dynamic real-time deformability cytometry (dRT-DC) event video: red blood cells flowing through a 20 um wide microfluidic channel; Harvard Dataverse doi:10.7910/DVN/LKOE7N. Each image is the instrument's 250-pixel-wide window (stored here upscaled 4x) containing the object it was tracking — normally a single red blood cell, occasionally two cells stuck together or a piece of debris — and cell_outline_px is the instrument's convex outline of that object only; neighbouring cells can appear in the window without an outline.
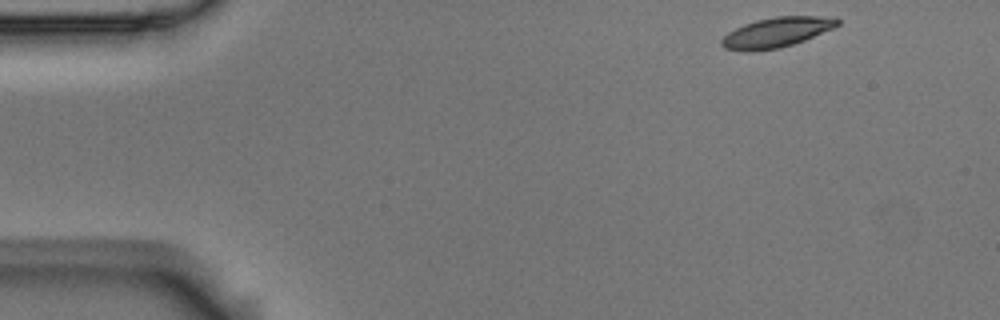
{"species": "Egyptian fruit bat (a non-hibernating species)", "species_latin": "Rousettus aegyptiacus", "temperature_condition": "room temperature", "stored_images_in_passage": 4, "camera_frame_rate_fps": 3000, "um_per_image_px": 0.085, "animal": {"sex": "male"}, "frame": {"image": 1, "passage_image": 1, "time_ms": 0.0, "image_size_px": [1000, 320], "cell_outline_px": [[840, 24], [832, 28], [804, 40], [780, 48], [752, 52], [744, 52], [724, 48], [720, 44], [720, 40], [728, 32], [744, 24], [756, 20], [776, 16], [836, 16], [840, 20]], "centroid_in_image_um": [65.99, 2.75], "position_along_channel_um": 19.0, "area_um2": 20.4}}
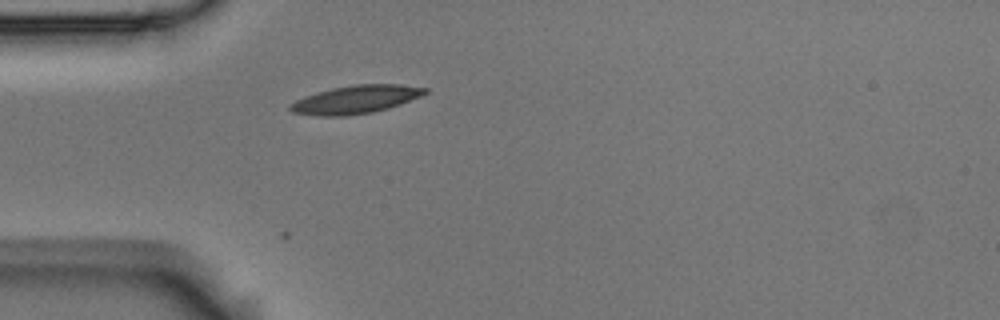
{"frame": {"image": 2, "passage_image": 4, "time_ms": 1.0, "image_size_px": [1000, 320], "cell_outline_px": [[428, 92], [420, 96], [400, 104], [388, 108], [372, 112], [344, 116], [320, 116], [292, 112], [288, 108], [288, 104], [304, 96], [316, 92], [332, 88], [356, 84], [400, 84], [428, 88]], "centroid_in_image_um": [30.21, 8.45], "position_along_channel_um": 54.8, "area_um2": 22.08}}